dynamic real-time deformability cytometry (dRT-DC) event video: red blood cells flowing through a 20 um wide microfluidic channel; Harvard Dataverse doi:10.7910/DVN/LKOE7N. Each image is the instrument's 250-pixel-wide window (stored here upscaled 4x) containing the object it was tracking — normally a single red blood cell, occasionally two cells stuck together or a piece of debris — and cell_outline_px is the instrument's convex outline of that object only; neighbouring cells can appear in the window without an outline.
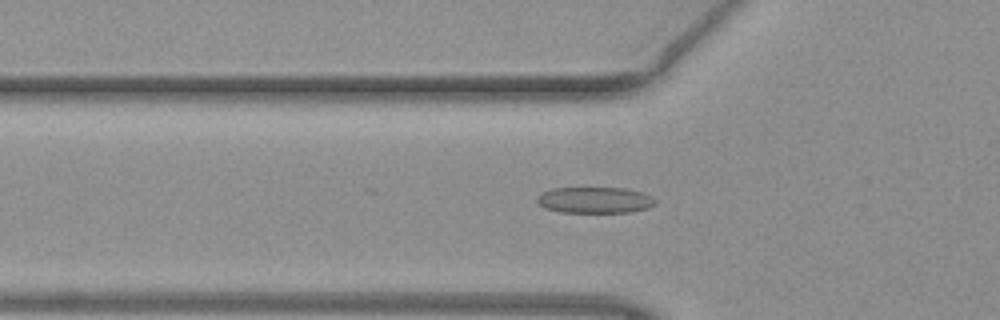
{"species": "common noctule bat (a hibernating species)", "species_latin": "Nyctalus noctula", "temperature_condition": "warm", "stored_images_in_passage": 38, "camera_frame_rate_fps": 3000, "um_per_image_px": 0.085, "animal": {"sex": "female", "body_mass_g": 19.3, "forearm_length_mm": 54.1}, "frame": {"image": 1, "passage_image": 10, "time_ms": 3.0, "image_size_px": [1000, 320], "cell_outline_px": [[656, 204], [648, 208], [632, 212], [560, 212], [544, 208], [536, 200], [536, 196], [552, 188], [624, 188], [644, 192], [652, 196], [656, 200]], "centroid_in_image_um": [50.59, 17.0], "position_along_channel_um": 75.2, "area_um2": 18.15}}
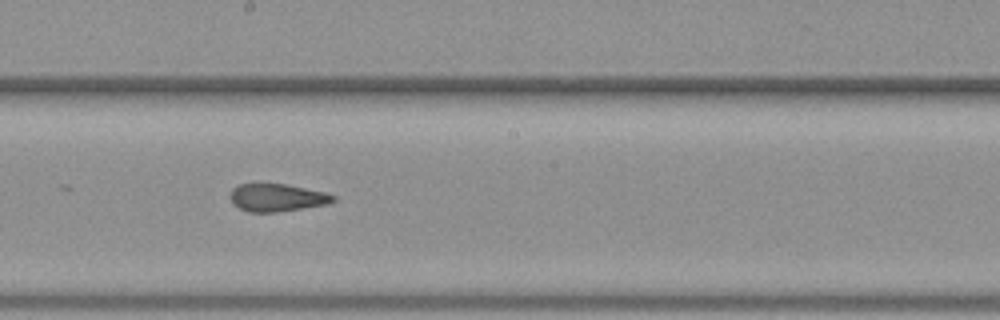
{"frame": {"image": 2, "passage_image": 21, "time_ms": 6.667, "image_size_px": [1000, 320], "cell_outline_px": [[336, 200], [328, 204], [276, 212], [248, 212], [232, 204], [232, 188], [240, 184], [284, 184], [324, 192], [336, 196]], "centroid_in_image_um": [23.56, 16.8], "position_along_channel_um": 224.6, "area_um2": 16.36}}
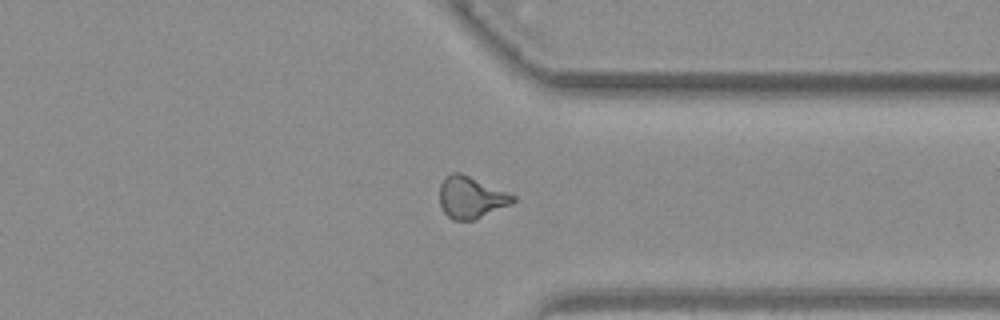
{"frame": {"image": 3, "passage_image": 32, "time_ms": 10.333, "image_size_px": [1000, 320], "cell_outline_px": [[516, 200], [508, 204], [472, 220], [452, 220], [444, 212], [440, 204], [440, 184], [452, 172], [460, 172], [516, 196]], "centroid_in_image_um": [39.99, 16.77], "position_along_channel_um": 371.4, "area_um2": 17.28}}